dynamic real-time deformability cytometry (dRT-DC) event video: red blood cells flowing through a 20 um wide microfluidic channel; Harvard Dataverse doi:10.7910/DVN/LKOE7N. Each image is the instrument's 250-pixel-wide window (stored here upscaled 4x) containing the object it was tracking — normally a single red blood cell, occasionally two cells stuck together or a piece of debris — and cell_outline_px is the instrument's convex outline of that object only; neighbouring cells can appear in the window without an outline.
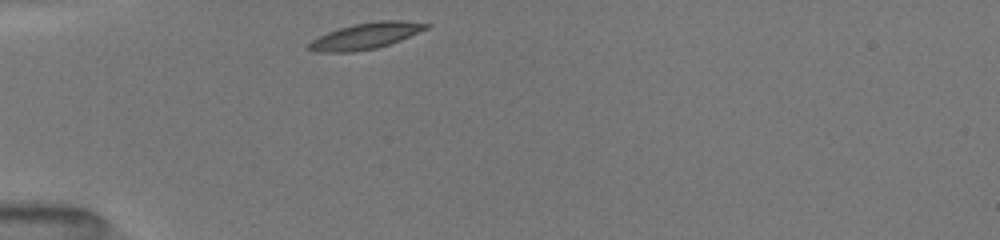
{"species": "common noctule bat (a hibernating species)", "species_latin": "Nyctalus noctula", "temperature_condition": "room temperature", "stored_images_in_passage": 31, "camera_frame_rate_fps": 3000, "um_per_image_px": 0.085, "animal": {"sex": "female", "body_mass_g": 19.5, "forearm_length_mm": 54.1}, "frame": {"image": 1, "passage_image": 1, "time_ms": 0.0, "image_size_px": [1000, 240], "cell_outline_px": [[432, 24], [428, 28], [400, 40], [376, 48], [352, 52], [316, 52], [308, 48], [308, 44], [312, 40], [328, 32], [352, 24], [376, 20], [404, 20]], "centroid_in_image_um": [31.1, 3.04], "position_along_channel_um": 53.9, "area_um2": 17.8}}
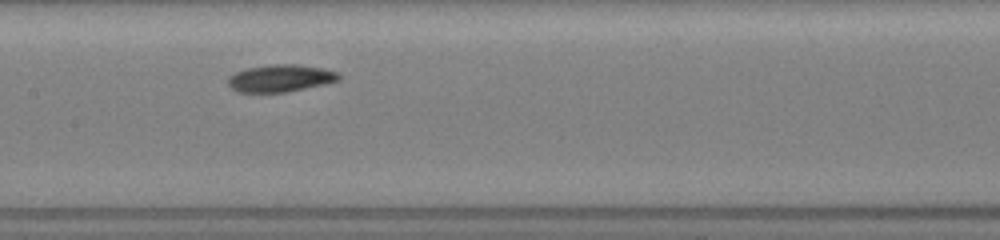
{"frame": {"image": 2, "passage_image": 12, "time_ms": 3.667, "image_size_px": [1000, 240], "cell_outline_px": [[340, 80], [324, 84], [288, 92], [236, 92], [228, 84], [228, 76], [236, 72], [248, 68], [272, 64], [296, 64], [320, 68], [336, 72], [340, 76]], "centroid_in_image_um": [23.81, 6.65], "position_along_channel_um": 183.6, "area_um2": 17.46}}
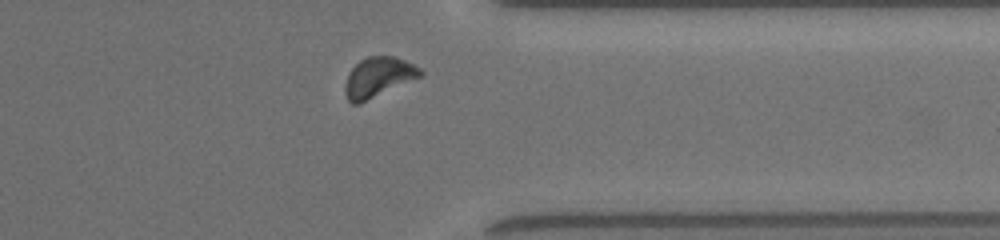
{"frame": {"image": 3, "passage_image": 27, "time_ms": 8.667, "image_size_px": [1000, 240], "cell_outline_px": [[424, 76], [360, 104], [352, 104], [348, 100], [344, 92], [344, 84], [348, 72], [360, 60], [368, 56], [392, 56], [404, 60], [420, 68], [424, 72]], "centroid_in_image_um": [32.16, 6.59], "position_along_channel_um": 379.2, "area_um2": 17.86}, "authors_computed_cell_mechanics": {"area_um2": 17.34, "velocity_mm_per_s": 3.969, "shape_relaxation_time_tau1_ms": 1.3303, "shape_relaxation_time_tau2_ms": 3.4359, "deformation_change_tau1": 0.0739, "deformation_change_tau2": 0.079}}